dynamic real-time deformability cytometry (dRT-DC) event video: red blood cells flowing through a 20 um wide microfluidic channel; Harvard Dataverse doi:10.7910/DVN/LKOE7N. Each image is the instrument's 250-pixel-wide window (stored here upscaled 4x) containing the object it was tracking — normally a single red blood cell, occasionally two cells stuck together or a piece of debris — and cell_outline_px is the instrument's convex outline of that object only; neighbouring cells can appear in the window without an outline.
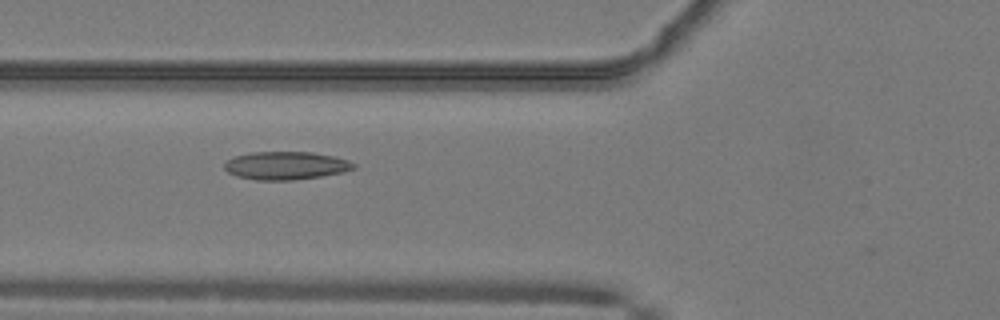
{"species": "common noctule bat (a hibernating species)", "species_latin": "Nyctalus noctula", "temperature_condition": "warm", "stored_images_in_passage": 51, "camera_frame_rate_fps": 3000, "um_per_image_px": 0.085, "animal": {"sex": "male", "body_mass_g": 19.2, "forearm_length_mm": 51.8}, "frame": {"image": 1, "passage_image": 20, "time_ms": 6.333, "image_size_px": [1000, 320], "cell_outline_px": [[356, 168], [344, 172], [320, 176], [292, 180], [256, 180], [236, 176], [228, 172], [224, 168], [224, 160], [232, 156], [252, 152], [312, 152], [332, 156], [348, 160], [356, 164]], "centroid_in_image_um": [24.26, 14.07], "position_along_channel_um": 101.5, "area_um2": 21.27}}
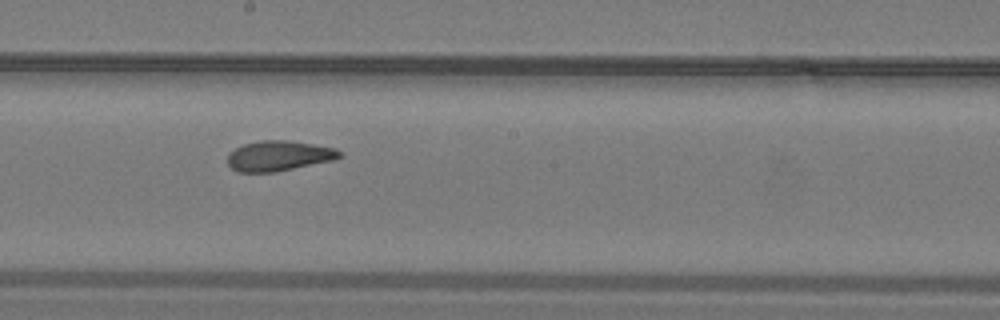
{"frame": {"image": 2, "passage_image": 29, "time_ms": 9.333, "image_size_px": [1000, 320], "cell_outline_px": [[344, 156], [336, 160], [276, 172], [236, 172], [228, 164], [228, 152], [244, 144], [260, 140], [284, 140], [312, 144], [336, 148]], "centroid_in_image_um": [23.72, 13.25], "position_along_channel_um": 224.5, "area_um2": 19.88}}
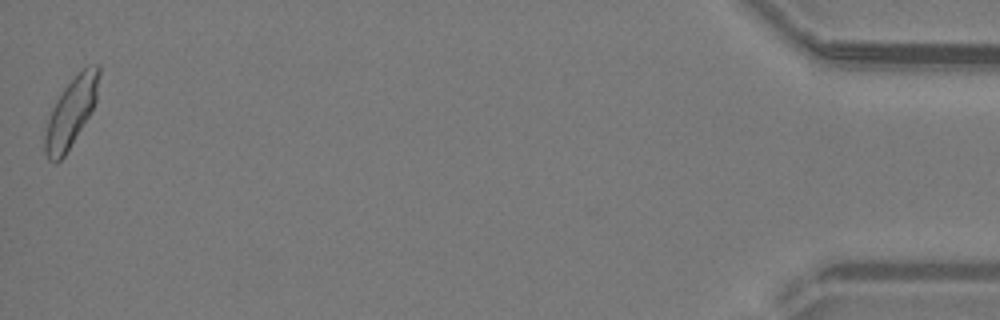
{"frame": {"image": 3, "passage_image": 51, "time_ms": 16.667, "image_size_px": [1000, 320], "cell_outline_px": [[100, 72], [96, 100], [88, 116], [64, 156], [56, 164], [52, 164], [48, 160], [44, 152], [44, 136], [48, 120], [56, 100], [64, 88], [88, 64], [100, 64]], "centroid_in_image_um": [6.02, 9.57], "position_along_channel_um": 429.2, "area_um2": 21.27}, "authors_computed_cell_mechanics": {"area_um2": 20.5768, "velocity_mm_per_s": 4.0889, "shape_relaxation_time_tau1_ms": 5.7287, "shape_relaxation_time_tau2_ms": 1.7466, "deformation_change_tau1": 0.1559, "deformation_change_tau2": 0.0813}}